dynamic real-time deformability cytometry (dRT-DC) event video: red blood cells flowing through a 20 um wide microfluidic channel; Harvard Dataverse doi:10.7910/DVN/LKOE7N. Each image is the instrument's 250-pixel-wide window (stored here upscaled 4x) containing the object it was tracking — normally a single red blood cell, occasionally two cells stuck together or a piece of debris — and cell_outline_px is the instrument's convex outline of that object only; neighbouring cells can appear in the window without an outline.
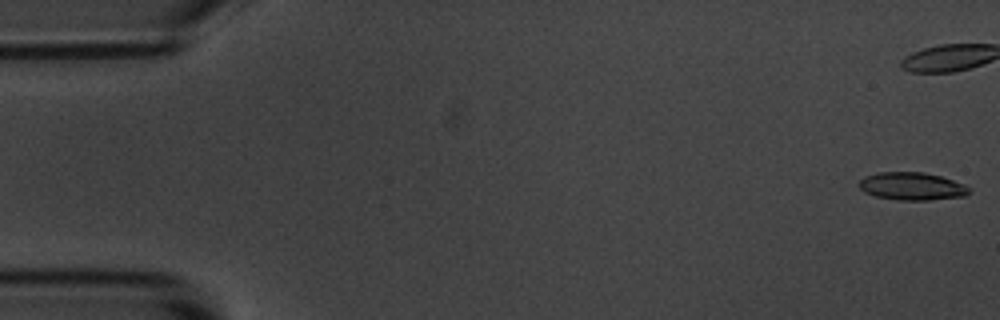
{"species": "common noctule bat (a hibernating species)", "species_latin": "Nyctalus noctula", "temperature_condition": "room temperature", "stored_images_in_passage": 13, "camera_frame_rate_fps": 3000, "um_per_image_px": 0.085, "animal": {"sex": "male", "body_mass_g": 20.1, "forearm_length_mm": 53.5}, "frame": {"image": 1, "passage_image": 1, "time_ms": 0.0, "image_size_px": [1000, 320], "cell_outline_px": [[972, 192], [964, 196], [928, 200], [900, 200], [876, 196], [864, 192], [856, 184], [864, 176], [876, 172], [924, 172], [940, 176], [964, 184]], "centroid_in_image_um": [77.48, 15.82], "position_along_channel_um": 7.5, "area_um2": 17.86}}